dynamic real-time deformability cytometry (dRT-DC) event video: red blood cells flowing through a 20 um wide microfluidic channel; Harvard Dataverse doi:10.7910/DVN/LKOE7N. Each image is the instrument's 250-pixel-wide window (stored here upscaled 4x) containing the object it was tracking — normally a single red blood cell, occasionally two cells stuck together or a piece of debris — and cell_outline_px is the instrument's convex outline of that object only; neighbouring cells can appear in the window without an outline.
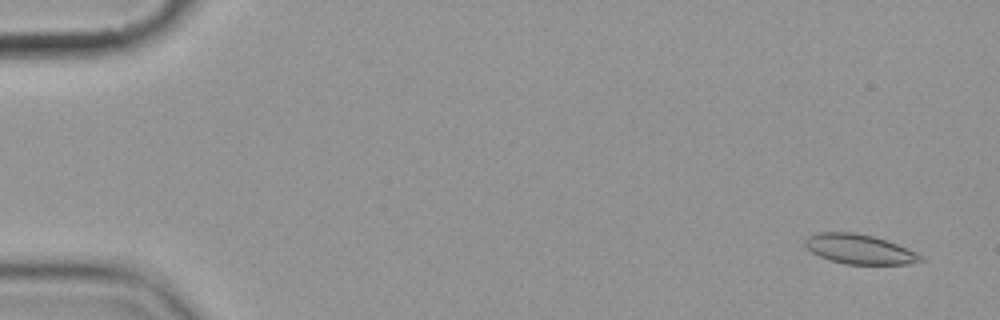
{"species": "common noctule bat (a hibernating species)", "species_latin": "Nyctalus noctula", "temperature_condition": "cold", "stored_images_in_passage": 15, "camera_frame_rate_fps": 3000, "um_per_image_px": 0.085, "animal": {"sex": "female", "body_mass_g": 19.9}, "frame": {"image": 1, "passage_image": 1, "time_ms": 0.0, "image_size_px": [1000, 320], "cell_outline_px": [[924, 260], [908, 264], [844, 264], [828, 260], [812, 252], [804, 244], [804, 240], [808, 236], [820, 232], [852, 232], [872, 236], [896, 244], [916, 252], [924, 256]], "centroid_in_image_um": [73.04, 21.19], "position_along_channel_um": 12.0, "area_um2": 19.83}}
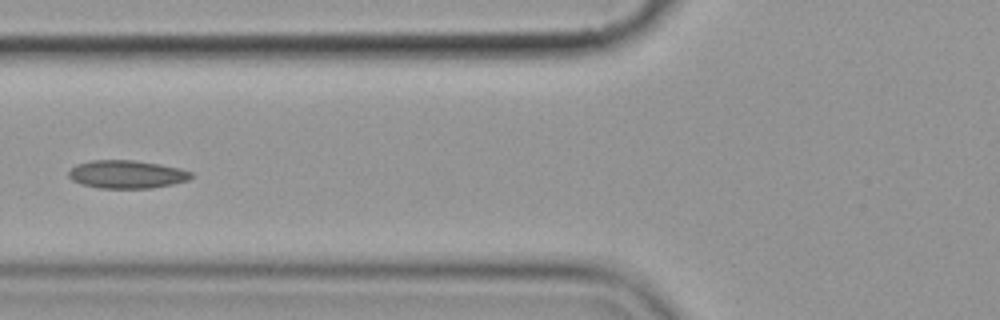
{"frame": {"image": 2, "passage_image": 6, "time_ms": 6.667, "image_size_px": [1000, 320], "cell_outline_px": [[192, 176], [188, 180], [172, 184], [152, 188], [100, 188], [80, 184], [72, 180], [68, 176], [68, 172], [76, 164], [92, 160], [132, 160], [160, 164], [192, 172]], "centroid_in_image_um": [10.73, 14.82], "position_along_channel_um": 115.1, "area_um2": 19.94}}
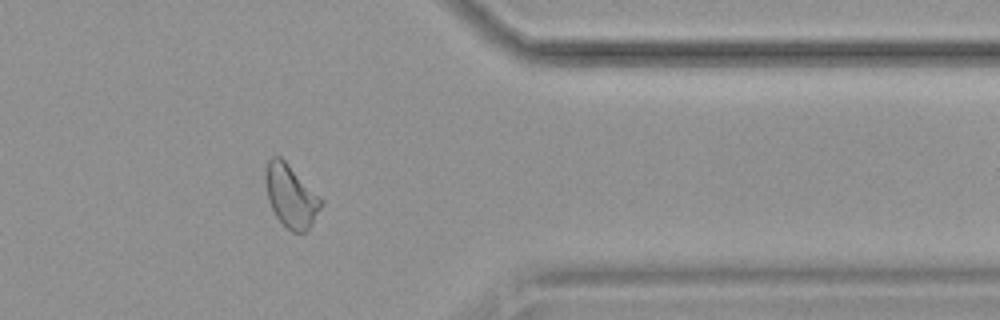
{"frame": {"image": 3, "passage_image": 13, "time_ms": 14.667, "image_size_px": [1000, 320], "cell_outline_px": [[324, 204], [312, 224], [304, 232], [292, 232], [276, 216], [268, 200], [264, 180], [264, 172], [268, 160], [272, 156], [280, 156], [324, 200]], "centroid_in_image_um": [24.72, 16.64], "position_along_channel_um": 386.7, "area_um2": 20.29}, "authors_computed_cell_mechanics": {"area_um2": 19.941, "velocity_mm_per_s": 3.5436, "shape_relaxation_time_tau1_ms": null, "shape_relaxation_time_tau2_ms": 3.2385, "deformation_change_tau1": null, "deformation_change_tau2": 0.089}}